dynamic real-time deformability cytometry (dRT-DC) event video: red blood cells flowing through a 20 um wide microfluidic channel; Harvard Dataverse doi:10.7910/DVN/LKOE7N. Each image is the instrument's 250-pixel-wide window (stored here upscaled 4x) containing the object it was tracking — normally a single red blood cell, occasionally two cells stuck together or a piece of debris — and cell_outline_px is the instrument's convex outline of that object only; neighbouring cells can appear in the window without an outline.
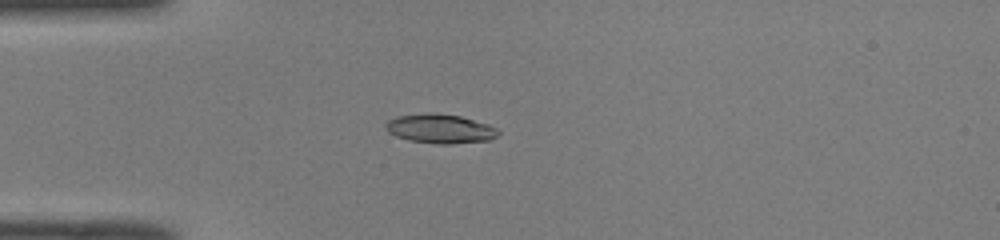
{"species": "common noctule bat (a hibernating species)", "species_latin": "Nyctalus noctula", "temperature_condition": "room temperature", "stored_images_in_passage": 44, "camera_frame_rate_fps": 3000, "um_per_image_px": 0.085, "animal": {"sex": "male", "body_mass_g": 19.0, "forearm_length_mm": 50.8}, "frame": {"image": 1, "passage_image": 8, "time_ms": 2.333, "image_size_px": [1000, 240], "cell_outline_px": [[500, 132], [496, 136], [488, 140], [448, 144], [440, 144], [408, 140], [396, 136], [388, 132], [384, 128], [384, 124], [388, 120], [396, 116], [428, 112], [436, 112], [460, 116], [488, 124], [496, 128]], "centroid_in_image_um": [37.36, 10.92], "position_along_channel_um": 47.6, "area_um2": 19.25}}
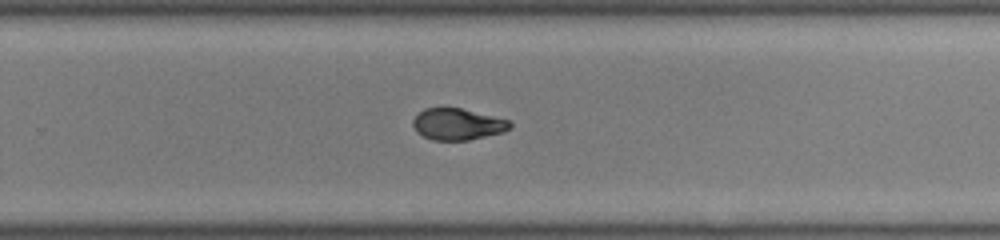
{"frame": {"image": 2, "passage_image": 27, "time_ms": 8.667, "image_size_px": [1000, 240], "cell_outline_px": [[512, 128], [504, 132], [468, 140], [432, 140], [416, 132], [412, 124], [412, 120], [416, 112], [424, 108], [460, 108], [508, 120], [512, 124]], "centroid_in_image_um": [38.85, 10.56], "position_along_channel_um": 290.9, "area_um2": 17.86}}
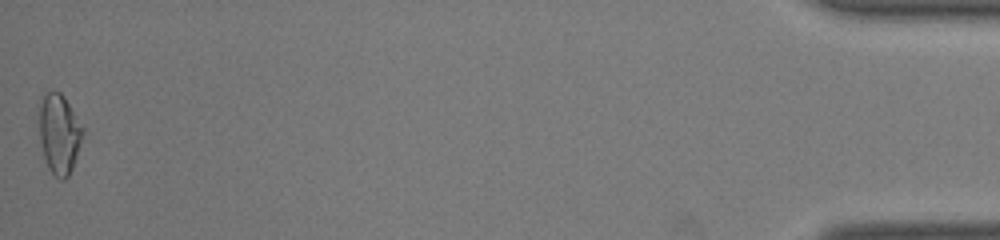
{"frame": {"image": 3, "passage_image": 44, "time_ms": 14.333, "image_size_px": [1000, 240], "cell_outline_px": [[84, 132], [72, 168], [68, 176], [64, 180], [60, 180], [48, 168], [44, 156], [40, 140], [36, 108], [40, 96], [52, 88], [60, 92], [64, 96], [84, 128]], "centroid_in_image_um": [4.98, 11.27], "position_along_channel_um": 430.2, "area_um2": 20.92}, "authors_computed_cell_mechanics": {"area_um2": 18.8428, "velocity_mm_per_s": 4.1002, "shape_relaxation_time_tau1_ms": 8.4322, "shape_relaxation_time_tau2_ms": 1.6774, "deformation_change_tau1": 0.2175, "deformation_change_tau2": 0.0647}}